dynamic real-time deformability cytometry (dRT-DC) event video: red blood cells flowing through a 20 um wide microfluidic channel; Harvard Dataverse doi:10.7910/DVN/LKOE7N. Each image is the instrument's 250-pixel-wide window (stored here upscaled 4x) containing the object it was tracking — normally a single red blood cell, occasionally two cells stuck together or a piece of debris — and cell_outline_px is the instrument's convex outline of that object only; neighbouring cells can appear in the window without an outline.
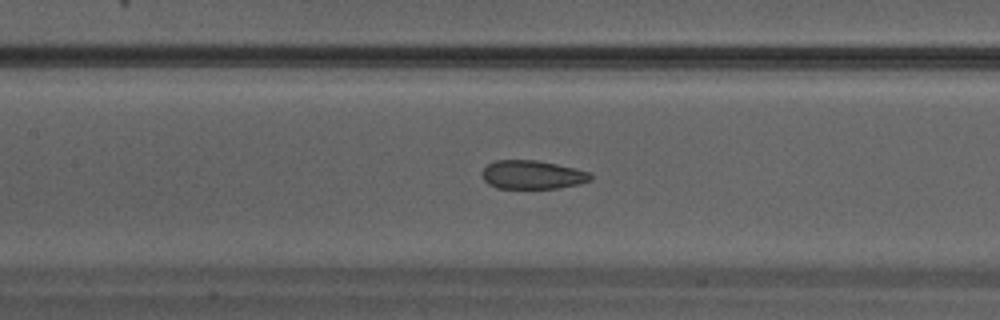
{"species": "Egyptian fruit bat (a non-hibernating species)", "species_latin": "Rousettus aegyptiacus", "temperature_condition": "warm", "stored_images_in_passage": 33, "camera_frame_rate_fps": 3000, "um_per_image_px": 0.085, "animal": {"sex": "male"}, "frame": {"image": 1, "passage_image": 15, "time_ms": 4.667, "image_size_px": [1000, 320], "cell_outline_px": [[592, 180], [560, 188], [496, 188], [488, 184], [484, 180], [480, 172], [488, 164], [496, 160], [536, 160], [576, 168], [592, 172]], "centroid_in_image_um": [45.25, 14.85], "position_along_channel_um": 162.2, "area_um2": 18.21}}
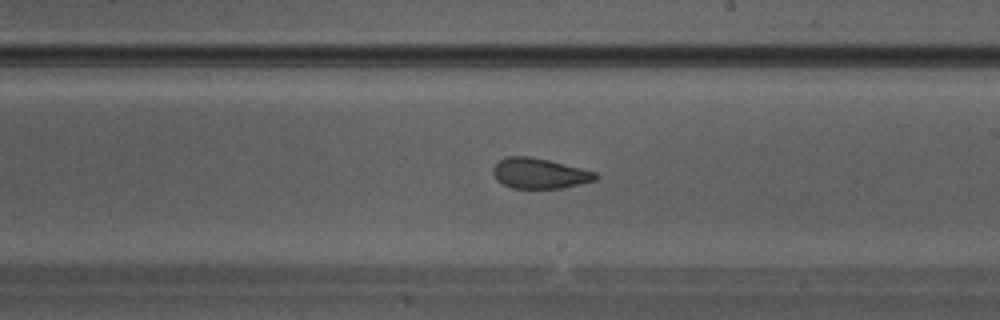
{"frame": {"image": 2, "passage_image": 19, "time_ms": 6.0, "image_size_px": [1000, 320], "cell_outline_px": [[600, 176], [596, 180], [580, 184], [560, 188], [512, 188], [504, 184], [492, 172], [492, 168], [500, 160], [508, 156], [528, 156], [548, 160], [596, 172]], "centroid_in_image_um": [45.89, 14.73], "position_along_channel_um": 243.1, "area_um2": 17.86}}